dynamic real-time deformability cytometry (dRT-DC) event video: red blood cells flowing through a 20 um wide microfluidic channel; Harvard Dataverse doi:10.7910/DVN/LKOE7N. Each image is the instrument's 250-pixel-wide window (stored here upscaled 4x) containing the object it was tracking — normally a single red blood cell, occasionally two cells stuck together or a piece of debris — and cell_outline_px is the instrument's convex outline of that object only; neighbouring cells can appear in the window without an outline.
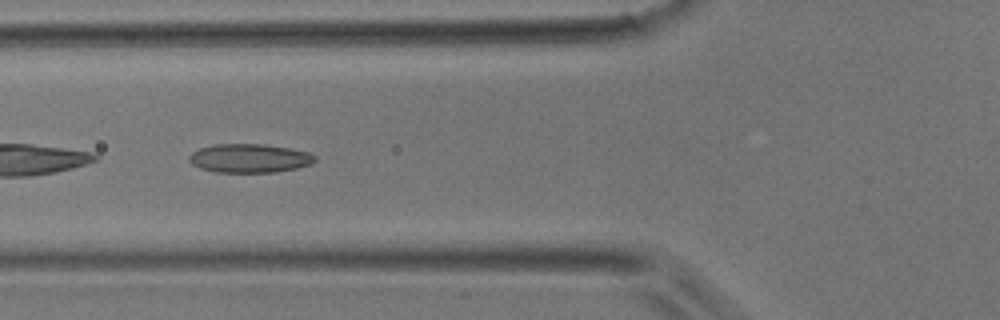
{"species": "common noctule bat (a hibernating species)", "species_latin": "Nyctalus noctula", "temperature_condition": "room temperature", "stored_images_in_passage": 5, "camera_frame_rate_fps": 3000, "um_per_image_px": 0.085, "animal": {"sex": "male", "body_mass_g": 17.9}, "frame": {"image": 1, "passage_image": 5, "time_ms": 1.333, "image_size_px": [1000, 320], "cell_outline_px": [[316, 160], [312, 164], [296, 168], [276, 172], [216, 172], [200, 168], [192, 164], [188, 160], [188, 156], [192, 152], [200, 148], [216, 144], [264, 144], [288, 148], [308, 152], [316, 156]], "centroid_in_image_um": [21.2, 13.45], "position_along_channel_um": 104.6, "area_um2": 21.1}}